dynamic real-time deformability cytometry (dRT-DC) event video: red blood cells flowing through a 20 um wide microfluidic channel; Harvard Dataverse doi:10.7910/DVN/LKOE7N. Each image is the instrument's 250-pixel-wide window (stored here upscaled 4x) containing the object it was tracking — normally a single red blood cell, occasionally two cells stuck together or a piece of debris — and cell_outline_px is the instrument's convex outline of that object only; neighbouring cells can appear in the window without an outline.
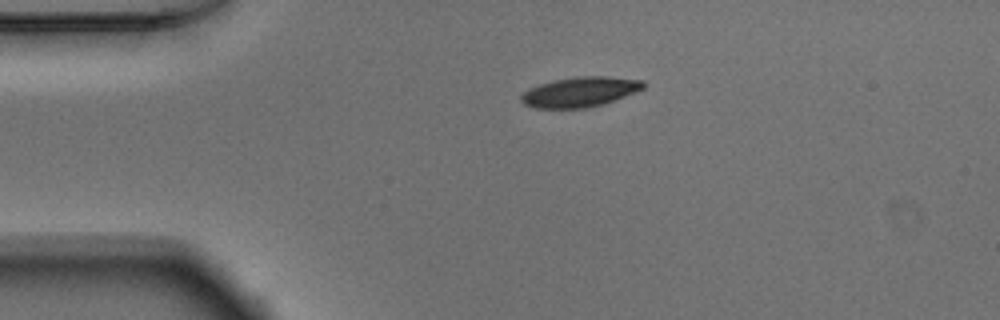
{"species": "Egyptian fruit bat (a non-hibernating species)", "species_latin": "Rousettus aegyptiacus", "temperature_condition": "warm", "stored_images_in_passage": 42, "camera_frame_rate_fps": 3000, "um_per_image_px": 0.085, "animal": {"sex": "male"}, "frame": {"image": 1, "passage_image": 1, "time_ms": 0.0, "image_size_px": [1000, 320], "cell_outline_px": [[644, 88], [604, 104], [584, 108], [536, 108], [524, 104], [520, 100], [520, 96], [528, 88], [540, 84], [556, 80], [576, 76], [608, 76], [644, 80]], "centroid_in_image_um": [49.29, 7.81], "position_along_channel_um": 35.7, "area_um2": 21.27}}
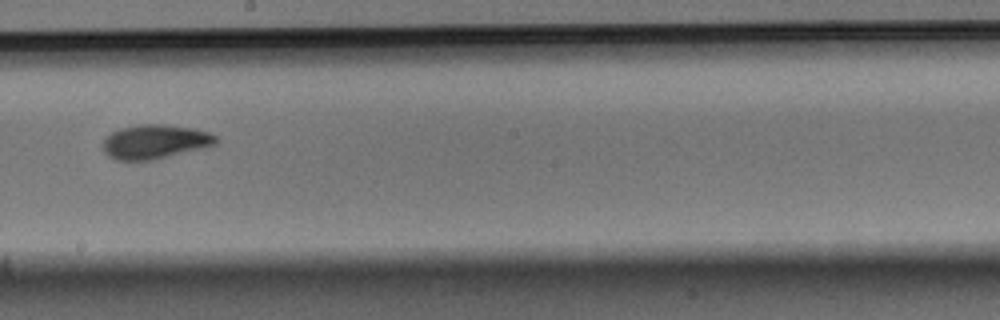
{"frame": {"image": 2, "passage_image": 19, "time_ms": 6.0, "image_size_px": [1000, 320], "cell_outline_px": [[220, 140], [216, 144], [156, 160], [116, 160], [108, 156], [104, 152], [104, 140], [112, 132], [120, 128], [140, 124], [164, 124], [196, 128], [208, 132], [216, 136]], "centroid_in_image_um": [13.2, 12.04], "position_along_channel_um": 235.0, "area_um2": 22.6}}
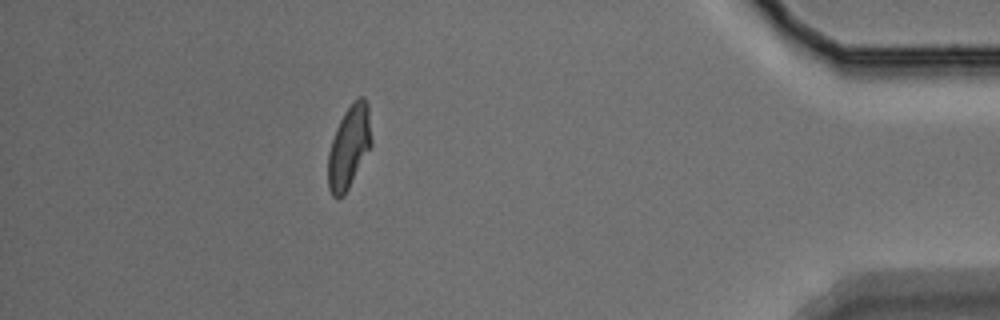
{"frame": {"image": 3, "passage_image": 36, "time_ms": 11.667, "image_size_px": [1000, 320], "cell_outline_px": [[372, 144], [344, 196], [336, 200], [332, 196], [328, 188], [328, 152], [336, 128], [344, 112], [360, 96], [364, 96], [368, 104], [372, 140]], "centroid_in_image_um": [29.66, 12.52], "position_along_channel_um": 405.5, "area_um2": 20.87}, "authors_computed_cell_mechanics": {"area_um2": 21.7039, "velocity_mm_per_s": 3.8733, "shape_relaxation_time_tau1_ms": 6.4319, "shape_relaxation_time_tau2_ms": 2.4669, "deformation_change_tau1": 0.2019, "deformation_change_tau2": 0.0713}}